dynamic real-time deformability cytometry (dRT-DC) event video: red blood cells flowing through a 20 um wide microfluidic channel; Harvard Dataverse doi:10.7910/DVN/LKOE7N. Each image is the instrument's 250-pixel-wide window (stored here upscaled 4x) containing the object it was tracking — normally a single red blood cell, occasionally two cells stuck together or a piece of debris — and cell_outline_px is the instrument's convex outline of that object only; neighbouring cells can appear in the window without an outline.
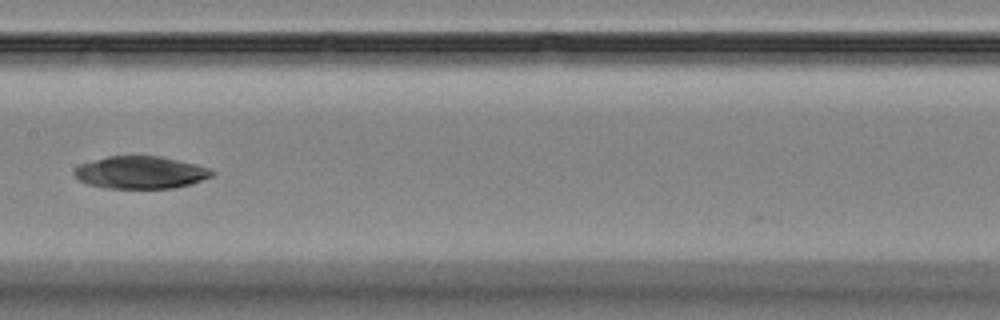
{"species": "Egyptian fruit bat (a non-hibernating species)", "species_latin": "Rousettus aegyptiacus", "temperature_condition": "room temperature", "stored_images_in_passage": 9, "camera_frame_rate_fps": 3000, "um_per_image_px": 0.085, "animal": {"sex": "female"}, "frame": {"image": 1, "passage_image": 8, "time_ms": 8.333, "image_size_px": [1000, 320], "cell_outline_px": [[216, 172], [212, 176], [192, 184], [176, 188], [104, 188], [88, 184], [80, 180], [72, 172], [80, 164], [108, 156], [160, 156], [196, 164], [208, 168]], "centroid_in_image_um": [11.97, 14.66], "position_along_channel_um": 195.4, "area_um2": 26.01}}
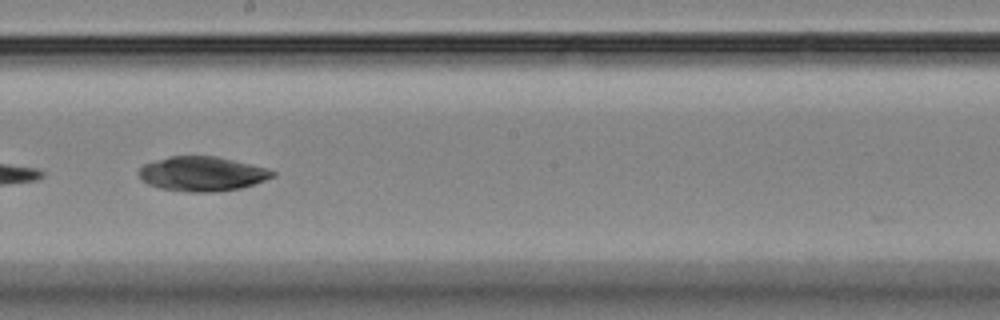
{"frame": {"image": 2, "passage_image": 9, "time_ms": 9.333, "image_size_px": [1000, 320], "cell_outline_px": [[276, 176], [256, 184], [244, 188], [216, 192], [188, 192], [160, 188], [148, 184], [136, 172], [144, 164], [168, 156], [216, 156], [268, 168], [276, 172]], "centroid_in_image_um": [17.23, 14.78], "position_along_channel_um": 231.0, "area_um2": 27.17}}